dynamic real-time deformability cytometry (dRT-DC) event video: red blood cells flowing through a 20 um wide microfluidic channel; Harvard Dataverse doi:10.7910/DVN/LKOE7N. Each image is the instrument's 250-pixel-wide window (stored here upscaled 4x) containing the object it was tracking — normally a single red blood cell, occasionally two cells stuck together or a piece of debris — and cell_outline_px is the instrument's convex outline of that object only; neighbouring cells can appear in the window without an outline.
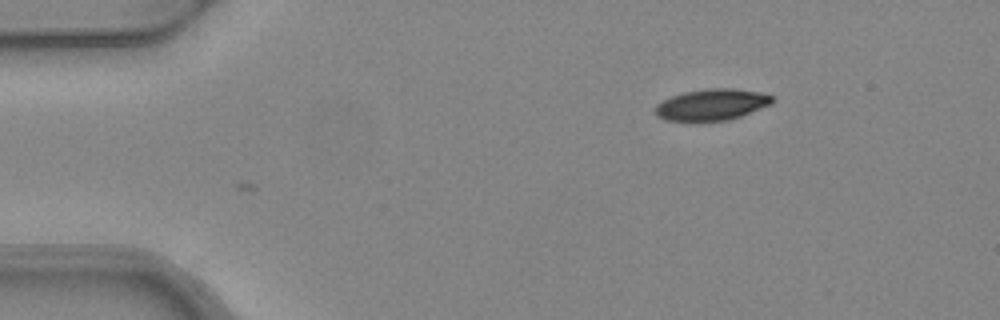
{"species": "common noctule bat (a hibernating species)", "species_latin": "Nyctalus noctula", "temperature_condition": "warm", "stored_images_in_passage": 3, "camera_frame_rate_fps": 3000, "um_per_image_px": 0.085, "animal": {"sex": "female", "body_mass_g": 24.6, "forearm_length_mm": 56.2}, "frame": {"image": 1, "passage_image": 3, "time_ms": 0.667, "image_size_px": [1000, 320], "cell_outline_px": [[772, 104], [740, 116], [728, 120], [696, 124], [664, 120], [656, 116], [656, 104], [672, 96], [684, 92], [712, 88], [732, 88], [760, 92], [772, 96]], "centroid_in_image_um": [60.45, 8.94], "position_along_channel_um": 24.6, "area_um2": 21.91}}